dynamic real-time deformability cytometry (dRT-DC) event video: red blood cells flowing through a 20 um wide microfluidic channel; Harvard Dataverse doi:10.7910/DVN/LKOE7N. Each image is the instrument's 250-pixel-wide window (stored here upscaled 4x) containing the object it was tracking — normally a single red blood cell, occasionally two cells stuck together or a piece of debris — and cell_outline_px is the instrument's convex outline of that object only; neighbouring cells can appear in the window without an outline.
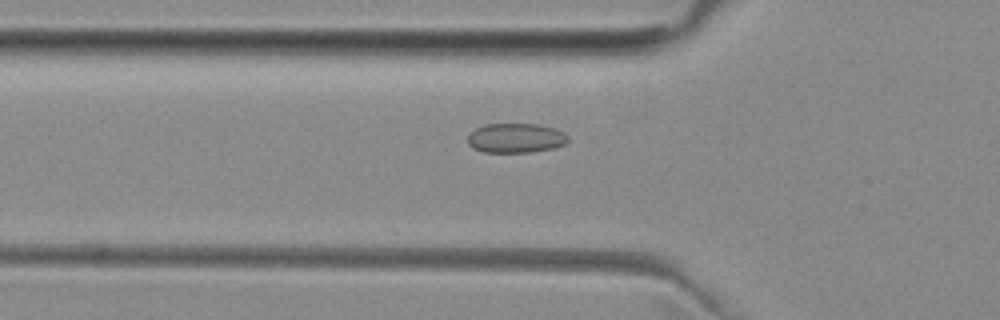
{"species": "common noctule bat (a hibernating species)", "species_latin": "Nyctalus noctula", "temperature_condition": "room temperature", "stored_images_in_passage": 40, "camera_frame_rate_fps": 3000, "um_per_image_px": 0.085, "animal": {"sex": "female", "body_mass_g": 29.2, "forearm_length_mm": 56.3}, "frame": {"image": 1, "passage_image": 6, "time_ms": 1.667, "image_size_px": [1000, 320], "cell_outline_px": [[568, 140], [564, 144], [552, 148], [528, 152], [484, 152], [472, 148], [468, 144], [468, 136], [476, 128], [484, 124], [536, 124], [556, 128], [564, 132], [568, 136]], "centroid_in_image_um": [43.83, 11.73], "position_along_channel_um": 82.0, "area_um2": 17.22}}
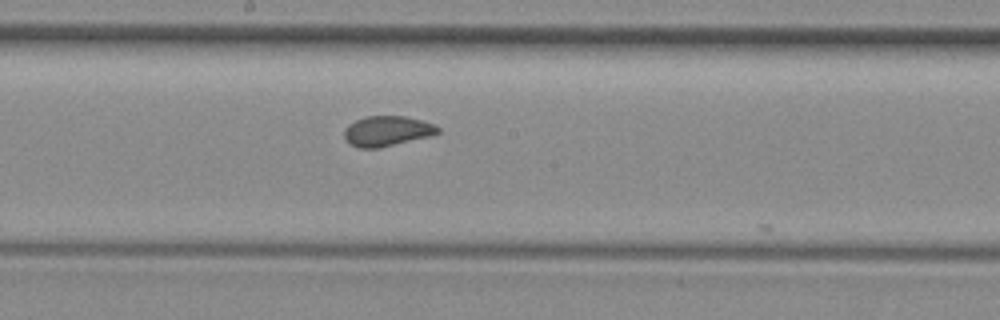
{"frame": {"image": 2, "passage_image": 16, "time_ms": 5.0, "image_size_px": [1000, 320], "cell_outline_px": [[440, 132], [428, 136], [380, 148], [360, 148], [348, 144], [344, 136], [344, 128], [348, 124], [356, 120], [368, 116], [404, 116], [424, 120], [440, 128]], "centroid_in_image_um": [32.87, 11.14], "position_along_channel_um": 215.3, "area_um2": 16.47}}
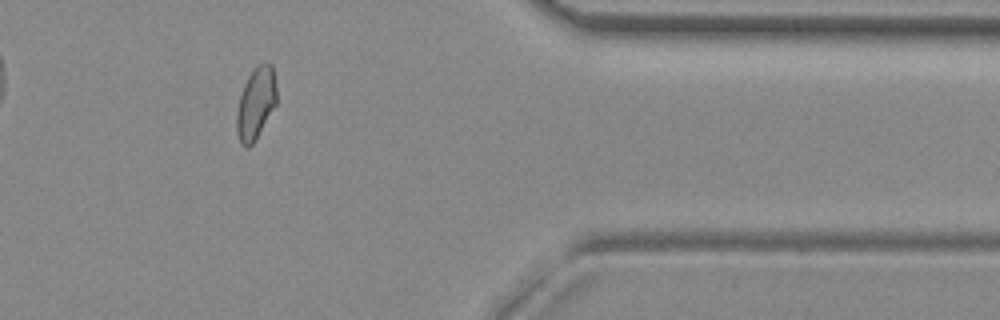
{"frame": {"image": 3, "passage_image": 31, "time_ms": 10.0, "image_size_px": [1000, 320], "cell_outline_px": [[276, 104], [252, 144], [248, 148], [244, 148], [240, 144], [236, 132], [236, 112], [240, 96], [244, 84], [248, 76], [260, 64], [272, 64], [276, 84]], "centroid_in_image_um": [21.72, 8.82], "position_along_channel_um": 389.7, "area_um2": 16.53}, "authors_computed_cell_mechanics": {"area_um2": 16.7042, "velocity_mm_per_s": 3.9874, "shape_relaxation_time_tau1_ms": null, "shape_relaxation_time_tau2_ms": 1.3841, "deformation_change_tau1": null, "deformation_change_tau2": 0.0397}}